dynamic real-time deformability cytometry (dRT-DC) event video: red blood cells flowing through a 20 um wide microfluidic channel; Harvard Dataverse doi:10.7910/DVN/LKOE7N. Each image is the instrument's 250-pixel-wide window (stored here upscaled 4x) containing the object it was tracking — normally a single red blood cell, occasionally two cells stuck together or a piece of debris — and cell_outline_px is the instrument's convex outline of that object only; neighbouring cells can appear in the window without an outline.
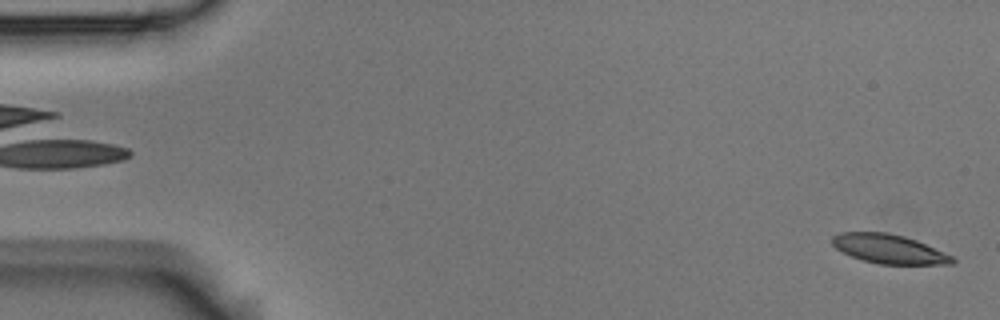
{"species": "Egyptian fruit bat (a non-hibernating species)", "species_latin": "Rousettus aegyptiacus", "temperature_condition": "room temperature", "stored_images_in_passage": 5, "camera_frame_rate_fps": 3000, "um_per_image_px": 0.085, "animal": {"sex": "male"}, "frame": {"image": 1, "passage_image": 5, "time_ms": 1.333, "image_size_px": [1000, 320], "cell_outline_px": [[956, 260], [952, 264], [880, 264], [864, 260], [852, 256], [836, 248], [832, 244], [832, 236], [840, 232], [888, 232], [904, 236], [916, 240], [952, 256]], "centroid_in_image_um": [75.55, 21.15], "position_along_channel_um": 9.4, "area_um2": 20.17}}